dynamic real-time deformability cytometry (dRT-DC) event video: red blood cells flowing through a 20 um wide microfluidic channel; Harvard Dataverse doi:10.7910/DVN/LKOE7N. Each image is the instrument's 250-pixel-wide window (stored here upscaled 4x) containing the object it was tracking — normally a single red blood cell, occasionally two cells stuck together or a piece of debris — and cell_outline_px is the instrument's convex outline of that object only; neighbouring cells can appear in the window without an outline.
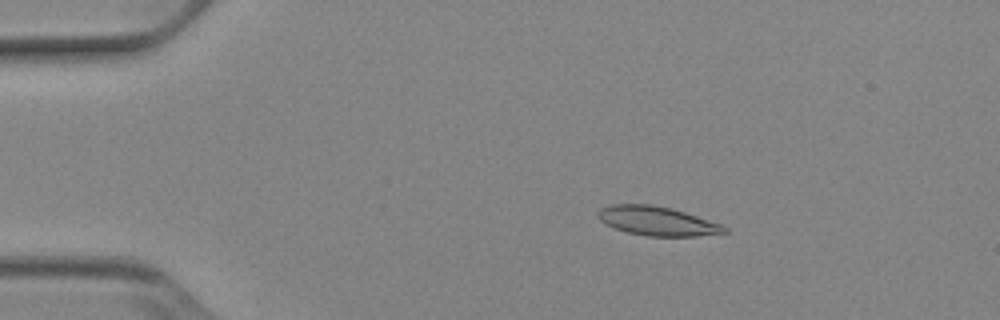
{"species": "Egyptian fruit bat (a non-hibernating species)", "species_latin": "Rousettus aegyptiacus", "temperature_condition": "cold", "stored_images_in_passage": 53, "camera_frame_rate_fps": 3000, "um_per_image_px": 0.085, "animal": {"sex": "female"}, "frame": {"image": 1, "passage_image": 10, "time_ms": 3.0, "image_size_px": [1000, 320], "cell_outline_px": [[728, 232], [696, 236], [648, 236], [628, 232], [604, 224], [596, 216], [596, 212], [600, 208], [612, 204], [652, 204], [672, 208], [720, 224], [728, 228]], "centroid_in_image_um": [55.81, 18.77], "position_along_channel_um": 29.2, "area_um2": 21.39}}
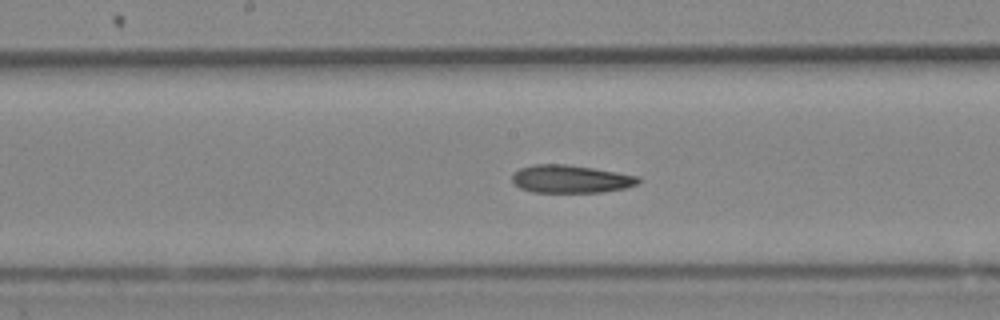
{"frame": {"image": 2, "passage_image": 28, "time_ms": 9.0, "image_size_px": [1000, 320], "cell_outline_px": [[640, 180], [636, 184], [624, 188], [604, 192], [532, 192], [520, 188], [512, 180], [512, 176], [520, 168], [536, 164], [564, 164], [592, 168], [640, 176]], "centroid_in_image_um": [48.51, 15.22], "position_along_channel_um": 199.7, "area_um2": 20.29}}
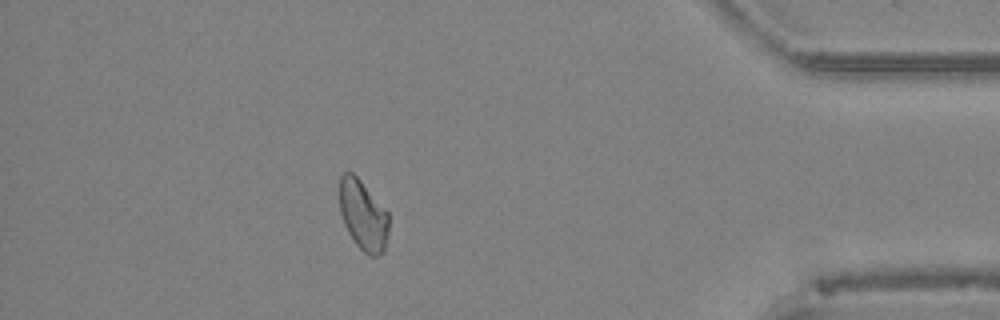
{"frame": {"image": 3, "passage_image": 47, "time_ms": 15.333, "image_size_px": [1000, 320], "cell_outline_px": [[388, 232], [384, 252], [376, 256], [368, 256], [356, 244], [348, 232], [344, 224], [340, 212], [340, 176], [344, 172], [352, 172], [360, 180], [388, 212]], "centroid_in_image_um": [30.86, 18.31], "position_along_channel_um": 404.3, "area_um2": 20.0}, "authors_computed_cell_mechanics": {"area_um2": 20.9236, "velocity_mm_per_s": 3.8774, "shape_relaxation_time_tau1_ms": null, "shape_relaxation_time_tau2_ms": 10.1587, "deformation_change_tau1": null, "deformation_change_tau2": 0.182}}